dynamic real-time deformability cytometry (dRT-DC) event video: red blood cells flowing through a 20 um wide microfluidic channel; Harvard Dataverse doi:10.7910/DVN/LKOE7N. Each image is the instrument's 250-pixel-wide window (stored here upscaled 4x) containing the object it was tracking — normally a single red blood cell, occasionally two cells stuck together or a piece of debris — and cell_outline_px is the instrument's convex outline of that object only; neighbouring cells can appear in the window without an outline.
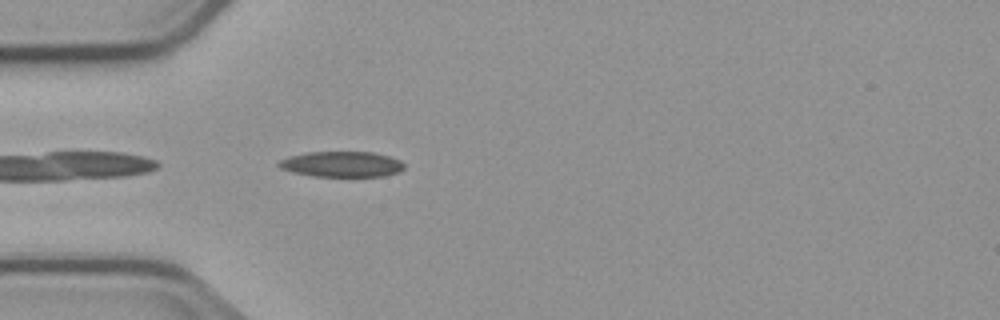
{"species": "common noctule bat (a hibernating species)", "species_latin": "Nyctalus noctula", "temperature_condition": "cold", "stored_images_in_passage": 5, "camera_frame_rate_fps": 3000, "um_per_image_px": 0.085, "animal": {"sex": "male", "body_mass_g": 23.1, "forearm_length_mm": 52.7}, "frame": {"image": 1, "passage_image": 5, "time_ms": 4.667, "image_size_px": [1000, 320], "cell_outline_px": [[404, 168], [400, 172], [384, 176], [312, 176], [292, 172], [280, 168], [276, 164], [280, 160], [288, 156], [304, 152], [372, 152], [388, 156], [400, 160], [404, 164]], "centroid_in_image_um": [29.02, 13.95], "position_along_channel_um": 56.0, "area_um2": 18.79}}